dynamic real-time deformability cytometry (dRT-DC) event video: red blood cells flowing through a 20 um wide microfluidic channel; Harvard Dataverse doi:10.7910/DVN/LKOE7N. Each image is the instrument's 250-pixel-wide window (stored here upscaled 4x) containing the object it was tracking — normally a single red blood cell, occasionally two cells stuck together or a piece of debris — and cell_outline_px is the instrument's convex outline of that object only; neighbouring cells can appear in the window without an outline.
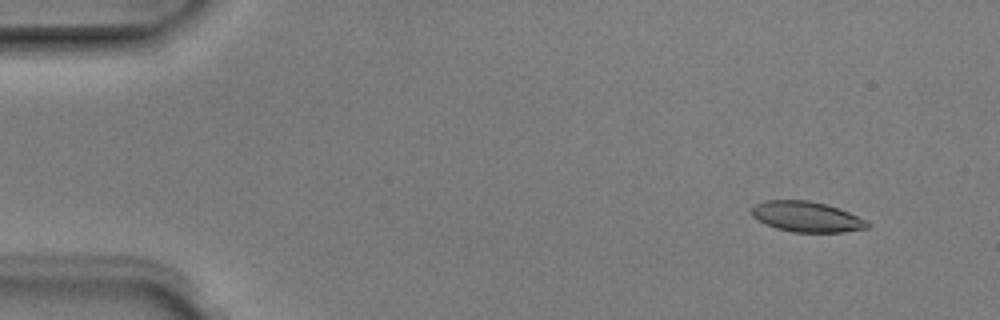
{"species": "Egyptian fruit bat (a non-hibernating species)", "species_latin": "Rousettus aegyptiacus", "temperature_condition": "room temperature", "stored_images_in_passage": 4, "camera_frame_rate_fps": 3000, "um_per_image_px": 0.085, "animal": {"sex": "male"}, "frame": {"image": 1, "passage_image": 2, "time_ms": 0.333, "image_size_px": [1000, 320], "cell_outline_px": [[872, 224], [868, 228], [844, 232], [792, 232], [776, 228], [764, 224], [752, 216], [752, 208], [756, 204], [764, 200], [808, 200], [824, 204], [848, 212], [868, 220]], "centroid_in_image_um": [68.58, 18.43], "position_along_channel_um": 16.4, "area_um2": 20.58}}